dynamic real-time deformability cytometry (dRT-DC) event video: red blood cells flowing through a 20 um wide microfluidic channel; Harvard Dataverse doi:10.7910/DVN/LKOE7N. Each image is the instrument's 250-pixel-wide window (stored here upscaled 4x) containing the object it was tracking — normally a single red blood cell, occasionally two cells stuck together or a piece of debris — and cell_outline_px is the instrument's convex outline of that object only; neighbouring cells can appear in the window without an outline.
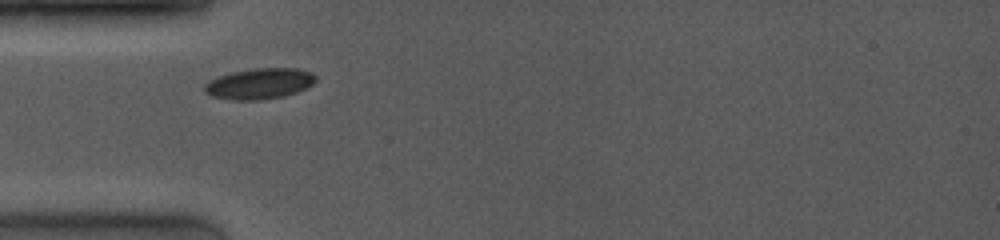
{"species": "common noctule bat (a hibernating species)", "species_latin": "Nyctalus noctula", "temperature_condition": "room temperature", "stored_images_in_passage": 10, "camera_frame_rate_fps": 4000, "um_per_image_px": 0.085, "animal": {"sex": "female", "body_mass_g": 19.0, "forearm_length_mm": 53.3}, "frame": {"image": 1, "passage_image": 1, "time_ms": 0.0, "image_size_px": [1000, 240], "cell_outline_px": [[316, 80], [312, 84], [296, 92], [284, 96], [260, 100], [232, 100], [212, 96], [204, 92], [204, 84], [208, 80], [232, 72], [252, 68], [296, 68], [312, 72], [316, 76]], "centroid_in_image_um": [22.03, 7.11], "position_along_channel_um": 63.0, "area_um2": 20.0}}
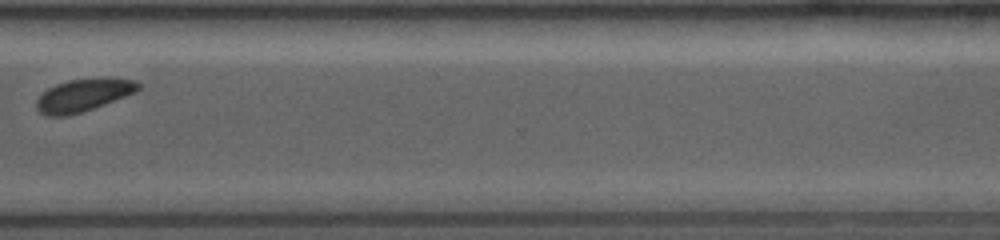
{"frame": {"image": 2, "passage_image": 9, "time_ms": 7.5, "image_size_px": [1000, 240], "cell_outline_px": [[140, 88], [136, 92], [104, 104], [68, 116], [48, 116], [40, 112], [36, 108], [36, 100], [48, 88], [56, 84], [68, 80], [100, 76], [104, 76], [136, 80], [140, 84]], "centroid_in_image_um": [7.11, 8.05], "position_along_channel_um": 363.5, "area_um2": 19.54}}
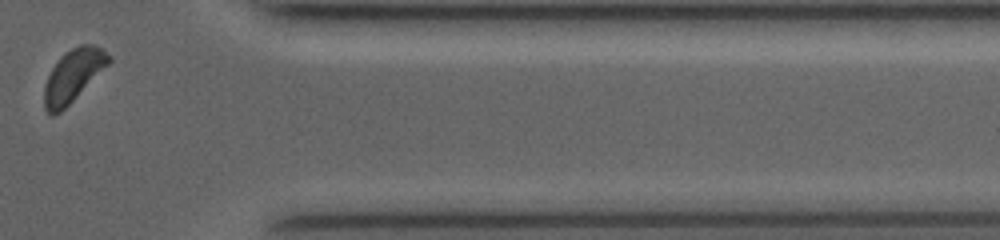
{"frame": {"image": 3, "passage_image": 10, "time_ms": 8.75, "image_size_px": [1000, 240], "cell_outline_px": [[112, 60], [60, 112], [52, 116], [44, 108], [44, 88], [48, 76], [52, 68], [72, 48], [80, 44], [96, 44], [112, 56]], "centroid_in_image_um": [6.23, 6.41], "position_along_channel_um": 405.2, "area_um2": 19.02}, "authors_computed_cell_mechanics": {"area_um2": 19.6809, "velocity_mm_per_s": 4.0079, "shape_relaxation_time_tau1_ms": 0.0117, "shape_relaxation_time_tau2_ms": 9.5864, "deformation_change_tau1": 0.044, "deformation_change_tau2": 0.0868}}